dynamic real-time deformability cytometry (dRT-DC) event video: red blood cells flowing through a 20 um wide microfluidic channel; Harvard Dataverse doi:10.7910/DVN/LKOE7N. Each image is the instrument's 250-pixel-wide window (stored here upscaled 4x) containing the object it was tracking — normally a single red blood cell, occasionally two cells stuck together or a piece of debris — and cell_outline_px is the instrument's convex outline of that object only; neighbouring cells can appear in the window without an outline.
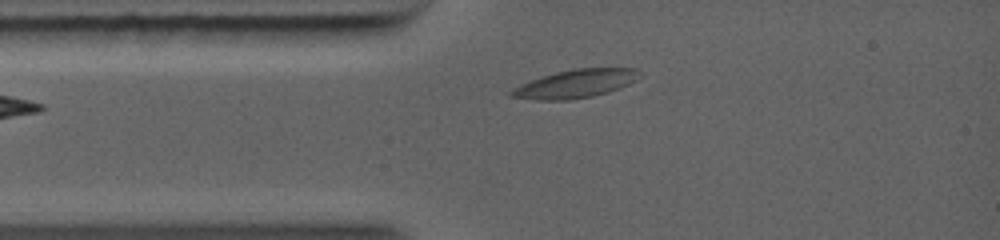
{"species": "common noctule bat (a hibernating species)", "species_latin": "Nyctalus noctula", "temperature_condition": "warm", "stored_images_in_passage": 47, "camera_frame_rate_fps": 5000, "um_per_image_px": 0.085, "animal": {"sex": "female", "body_mass_g": 19.0, "forearm_length_mm": 56.7}, "frame": {"image": 1, "passage_image": 8, "time_ms": 1.6, "image_size_px": [1000, 240], "cell_outline_px": [[640, 76], [636, 80], [620, 88], [608, 92], [592, 96], [568, 100], [536, 100], [508, 96], [508, 92], [512, 88], [520, 84], [556, 72], [572, 68], [636, 68], [640, 72]], "centroid_in_image_um": [48.9, 7.12], "position_along_channel_um": 36.1, "area_um2": 21.15}}
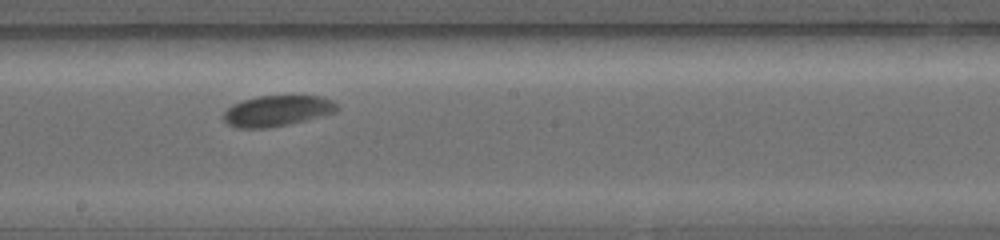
{"frame": {"image": 2, "passage_image": 26, "time_ms": 5.8, "image_size_px": [1000, 240], "cell_outline_px": [[340, 108], [336, 112], [288, 124], [268, 128], [236, 128], [228, 124], [224, 120], [224, 112], [232, 104], [244, 100], [260, 96], [320, 96], [332, 100]], "centroid_in_image_um": [23.55, 9.42], "position_along_channel_um": 224.6, "area_um2": 20.17}}
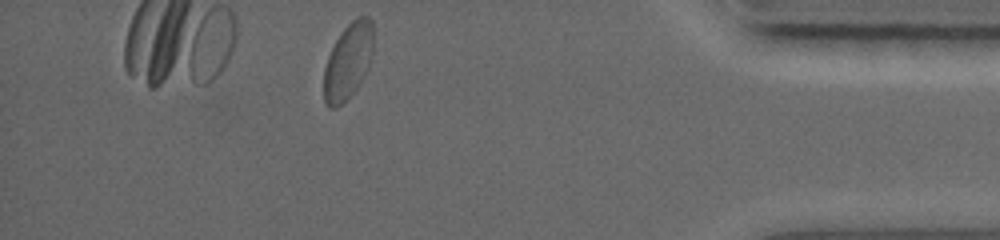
{"frame": {"image": 3, "passage_image": 47, "time_ms": 10.6, "image_size_px": [1000, 240], "cell_outline_px": [[372, 52], [368, 68], [356, 88], [340, 104], [332, 108], [328, 108], [324, 104], [324, 68], [328, 56], [340, 32], [356, 16], [368, 16], [372, 20]], "centroid_in_image_um": [29.57, 5.17], "position_along_channel_um": 405.6, "area_um2": 21.62}}